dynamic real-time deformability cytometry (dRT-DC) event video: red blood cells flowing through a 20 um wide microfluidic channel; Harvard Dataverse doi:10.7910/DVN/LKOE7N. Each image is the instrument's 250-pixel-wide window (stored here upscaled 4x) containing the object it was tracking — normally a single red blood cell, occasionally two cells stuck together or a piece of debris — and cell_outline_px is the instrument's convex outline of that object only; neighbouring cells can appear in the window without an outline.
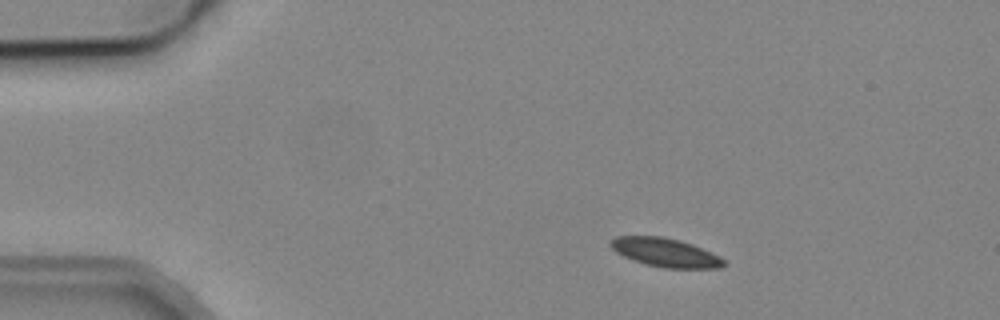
{"species": "common noctule bat (a hibernating species)", "species_latin": "Nyctalus noctula", "temperature_condition": "cold", "stored_images_in_passage": 4, "camera_frame_rate_fps": 3000, "um_per_image_px": 0.085, "animal": {"sex": "male", "body_mass_g": 19.2, "forearm_length_mm": 51.8}, "frame": {"image": 1, "passage_image": 2, "time_ms": 1.333, "image_size_px": [1000, 320], "cell_outline_px": [[728, 264], [724, 268], [664, 268], [644, 264], [632, 260], [616, 252], [608, 244], [616, 236], [664, 236], [680, 240], [692, 244], [720, 256]], "centroid_in_image_um": [56.58, 21.47], "position_along_channel_um": 28.4, "area_um2": 19.13}}